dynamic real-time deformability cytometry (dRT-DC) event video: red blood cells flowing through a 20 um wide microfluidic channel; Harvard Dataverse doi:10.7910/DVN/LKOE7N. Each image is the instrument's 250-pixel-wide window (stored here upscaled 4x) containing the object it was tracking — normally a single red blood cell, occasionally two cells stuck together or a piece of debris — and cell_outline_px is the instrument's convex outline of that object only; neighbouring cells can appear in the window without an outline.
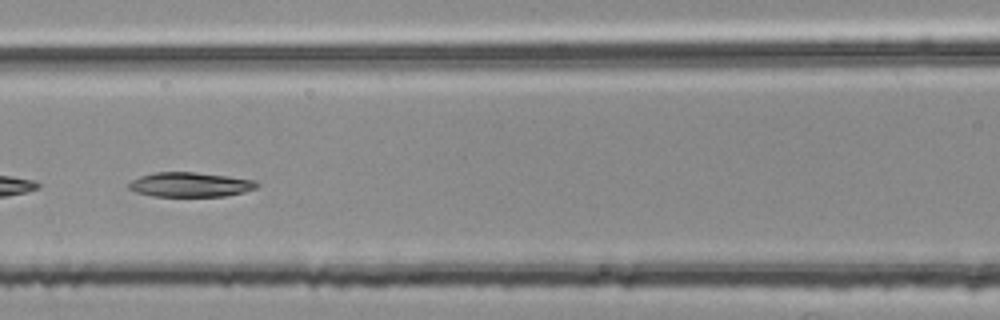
{"species": "common noctule bat (a hibernating species)", "species_latin": "Nyctalus noctula", "temperature_condition": "room temperature", "stored_images_in_passage": 6, "segment_of_instrument_passage": [2, 2], "camera_frame_rate_fps": 3000, "um_per_image_px": 0.085, "animal": {"sex": "female", "body_mass_g": 25.1}, "frame": {"image": 1, "passage_image": 6, "time_ms": 1.667, "image_size_px": [1000, 320], "cell_outline_px": [[260, 184], [256, 188], [244, 192], [224, 196], [152, 196], [136, 192], [128, 188], [128, 184], [132, 180], [140, 176], [156, 172], [192, 172], [228, 176], [252, 180]], "centroid_in_image_um": [16.15, 15.69], "position_along_channel_um": 150.5, "area_um2": 18.21}}